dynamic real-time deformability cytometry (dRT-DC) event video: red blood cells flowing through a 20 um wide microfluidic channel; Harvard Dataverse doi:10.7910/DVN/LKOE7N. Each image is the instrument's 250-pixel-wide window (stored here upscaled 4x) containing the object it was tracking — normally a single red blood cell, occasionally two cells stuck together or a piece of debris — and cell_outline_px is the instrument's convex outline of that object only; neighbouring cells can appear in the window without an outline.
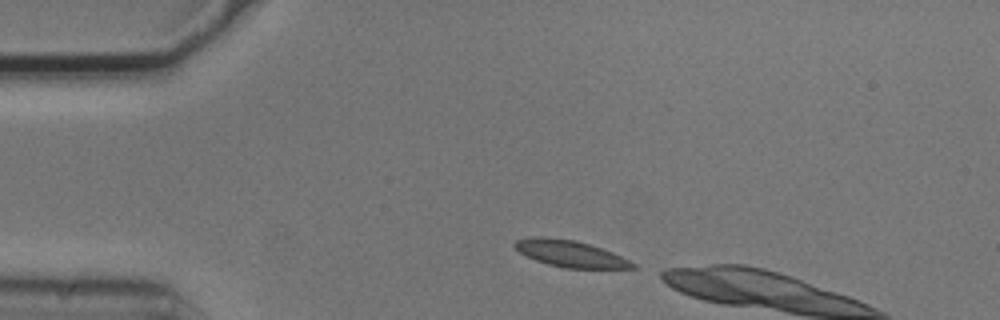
{"species": "common noctule bat (a hibernating species)", "species_latin": "Nyctalus noctula", "temperature_condition": "cold", "stored_images_in_passage": 4, "camera_frame_rate_fps": 3000, "um_per_image_px": 0.085, "animal": {"sex": "male", "body_mass_g": 20.5, "forearm_length_mm": 52.5}, "frame": {"image": 1, "passage_image": 1, "time_ms": 0.0, "image_size_px": [1000, 320], "cell_outline_px": [[636, 268], [564, 268], [548, 264], [536, 260], [520, 252], [512, 244], [516, 240], [532, 236], [540, 236], [576, 240], [612, 252], [636, 264]], "centroid_in_image_um": [48.44, 21.55], "position_along_channel_um": 36.6, "area_um2": 18.03}}